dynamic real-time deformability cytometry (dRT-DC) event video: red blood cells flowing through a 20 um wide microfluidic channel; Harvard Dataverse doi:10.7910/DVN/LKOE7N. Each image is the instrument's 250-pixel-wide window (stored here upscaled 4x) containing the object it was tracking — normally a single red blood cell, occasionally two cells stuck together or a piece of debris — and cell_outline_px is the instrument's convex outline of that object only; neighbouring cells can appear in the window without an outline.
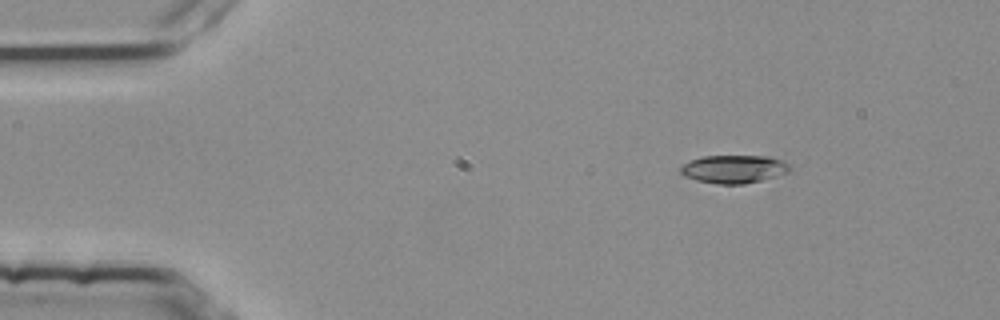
{"species": "common noctule bat (a hibernating species)", "species_latin": "Nyctalus noctula", "temperature_condition": "room temperature", "stored_images_in_passage": 2, "camera_frame_rate_fps": 3000, "um_per_image_px": 0.085, "animal": {"sex": "female", "body_mass_g": 25.1}, "frame": {"image": 1, "passage_image": 1, "time_ms": 0.0, "image_size_px": [1000, 320], "cell_outline_px": [[792, 168], [788, 172], [776, 176], [744, 184], [716, 184], [696, 180], [684, 176], [680, 172], [680, 168], [688, 160], [704, 156], [768, 156], [784, 160]], "centroid_in_image_um": [62.37, 14.36], "position_along_channel_um": 22.6, "area_um2": 17.98}}